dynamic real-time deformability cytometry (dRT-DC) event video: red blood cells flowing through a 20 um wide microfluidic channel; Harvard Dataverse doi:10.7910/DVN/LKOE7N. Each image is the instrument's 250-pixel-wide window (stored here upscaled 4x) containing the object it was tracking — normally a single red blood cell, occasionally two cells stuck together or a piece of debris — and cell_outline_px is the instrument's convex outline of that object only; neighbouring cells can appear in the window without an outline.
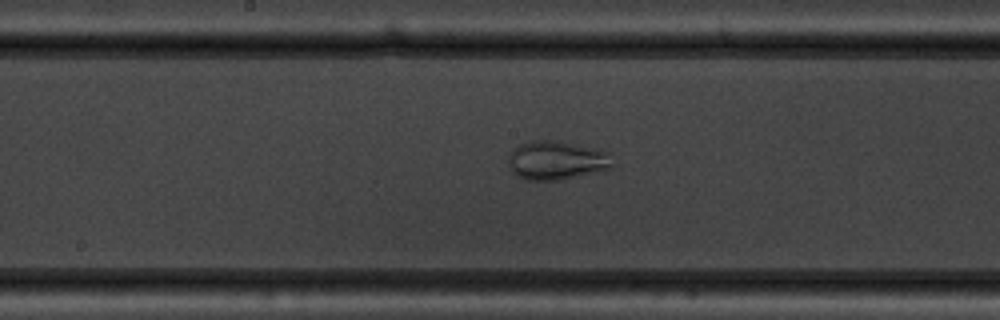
{"species": "common noctule bat (a hibernating species)", "species_latin": "Nyctalus noctula", "temperature_condition": "warm", "stored_images_in_passage": 38, "camera_frame_rate_fps": 3000, "um_per_image_px": 0.085, "animal": {"sex": "male", "body_mass_g": 19.5, "forearm_length_mm": 54.6}, "frame": {"image": 1, "passage_image": 17, "time_ms": 5.333, "image_size_px": [1000, 320], "cell_outline_px": [[612, 168], [556, 180], [524, 180], [516, 176], [512, 172], [508, 164], [508, 156], [512, 148], [520, 144], [532, 140], [560, 140], [596, 148], [608, 152], [612, 164]], "centroid_in_image_um": [47.24, 13.61], "position_along_channel_um": 201.0, "area_um2": 23.7}}
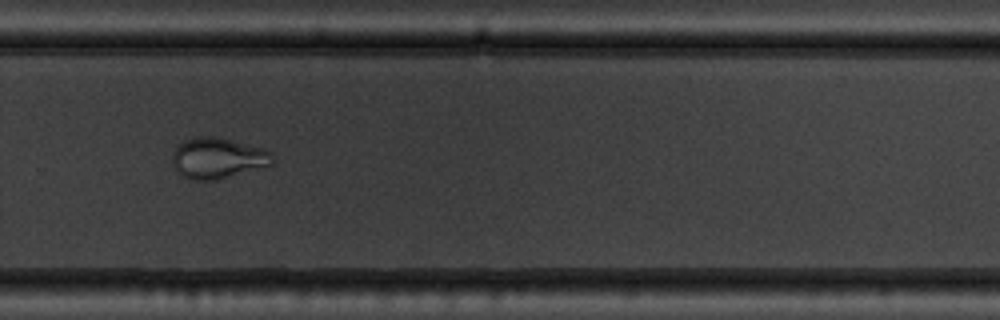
{"frame": {"image": 2, "passage_image": 26, "time_ms": 8.333, "image_size_px": [1000, 320], "cell_outline_px": [[272, 164], [216, 180], [192, 180], [184, 176], [176, 168], [172, 160], [172, 156], [176, 148], [184, 140], [196, 136], [212, 136], [264, 148], [272, 152]], "centroid_in_image_um": [18.5, 13.43], "position_along_channel_um": 311.3, "area_um2": 23.35}}
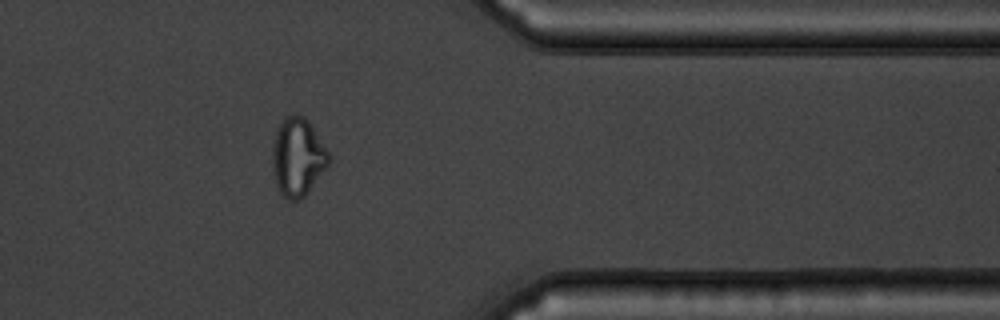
{"frame": {"image": 3, "passage_image": 33, "time_ms": 10.667, "image_size_px": [1000, 320], "cell_outline_px": [[332, 160], [304, 196], [300, 200], [288, 200], [276, 188], [272, 168], [272, 148], [276, 128], [284, 116], [304, 116], [308, 120], [332, 156]], "centroid_in_image_um": [25.3, 13.35], "position_along_channel_um": 386.1, "area_um2": 25.89}, "authors_computed_cell_mechanics": {"area_um2": 25.3742, "velocity_mm_per_s": 3.7084, "shape_relaxation_time_tau1_ms": 6.4466, "shape_relaxation_time_tau2_ms": 1.7781, "deformation_change_tau1": 0.1285, "deformation_change_tau2": 0.0597}}